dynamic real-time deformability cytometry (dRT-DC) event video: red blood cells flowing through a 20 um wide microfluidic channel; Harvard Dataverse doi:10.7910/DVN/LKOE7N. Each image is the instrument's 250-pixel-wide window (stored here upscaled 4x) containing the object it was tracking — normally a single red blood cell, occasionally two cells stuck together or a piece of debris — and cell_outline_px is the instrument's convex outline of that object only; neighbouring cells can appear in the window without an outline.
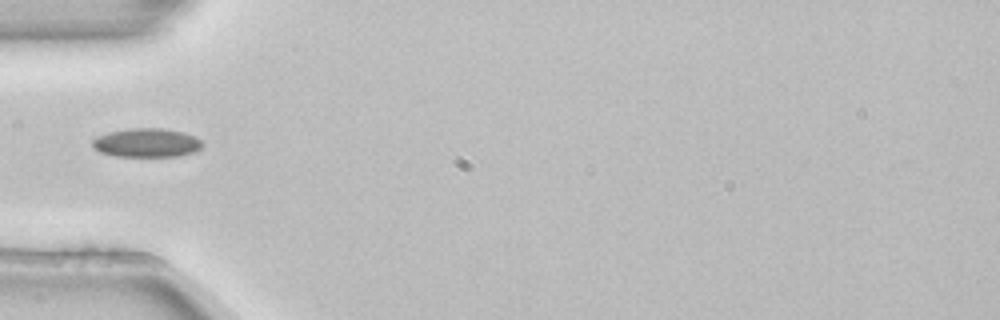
{"species": "common noctule bat (a hibernating species)", "species_latin": "Nyctalus noctula", "temperature_condition": "room temperature", "stored_images_in_passage": 3, "camera_frame_rate_fps": 3000, "um_per_image_px": 0.085, "animal": {"sex": "female", "body_mass_g": 22.7, "forearm_length_mm": 54.2}, "frame": {"image": 1, "passage_image": 3, "time_ms": 0.667, "image_size_px": [1000, 320], "cell_outline_px": [[204, 144], [200, 148], [192, 152], [180, 156], [116, 156], [100, 152], [92, 144], [92, 140], [96, 136], [108, 132], [128, 128], [164, 128], [184, 132], [200, 140]], "centroid_in_image_um": [12.45, 12.12], "position_along_channel_um": 72.5, "area_um2": 18.44}}